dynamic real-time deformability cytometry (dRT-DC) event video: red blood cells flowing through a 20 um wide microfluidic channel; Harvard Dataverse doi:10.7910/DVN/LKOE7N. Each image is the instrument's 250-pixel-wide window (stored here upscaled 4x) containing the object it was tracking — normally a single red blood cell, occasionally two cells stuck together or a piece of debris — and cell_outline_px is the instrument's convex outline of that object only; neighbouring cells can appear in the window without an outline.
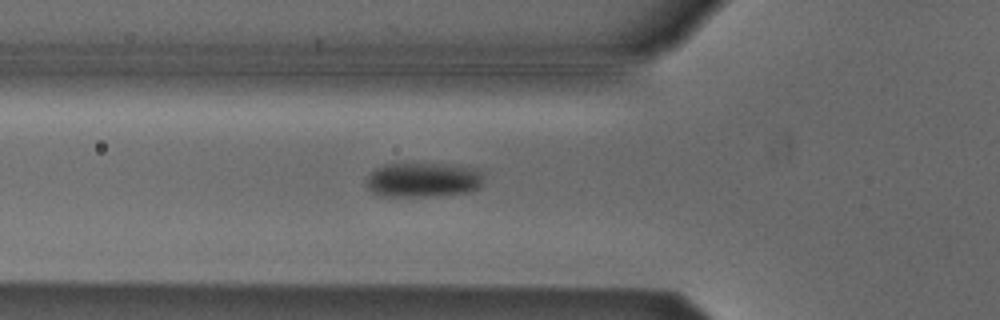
{"species": "Egyptian fruit bat (a non-hibernating species)", "species_latin": "Rousettus aegyptiacus", "temperature_condition": "cold", "stored_images_in_passage": 37, "camera_frame_rate_fps": 3000, "um_per_image_px": 0.085, "animal": {"sex": "male"}, "frame": {"image": 1, "passage_image": 2, "time_ms": 0.333, "image_size_px": [1000, 320], "cell_outline_px": [[484, 180], [480, 188], [472, 192], [428, 196], [380, 196], [372, 192], [364, 184], [368, 176], [376, 168], [384, 164], [448, 164], [480, 172]], "centroid_in_image_um": [35.92, 15.31], "position_along_channel_um": 89.9, "area_um2": 23.52}}
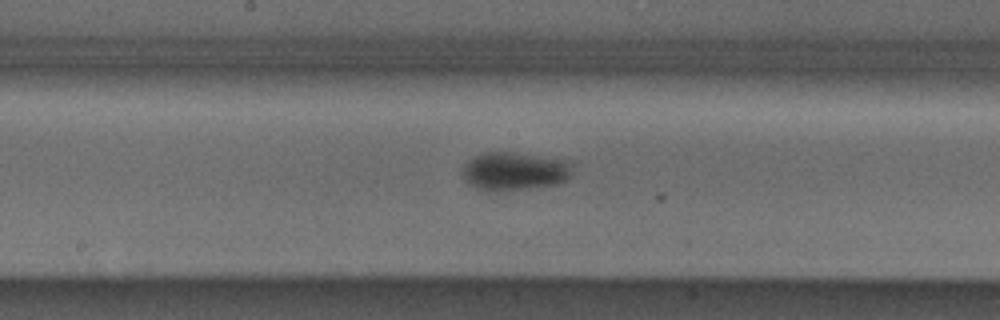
{"frame": {"image": 2, "passage_image": 11, "time_ms": 3.333, "image_size_px": [1000, 320], "cell_outline_px": [[572, 164], [568, 180], [560, 184], [528, 188], [484, 192], [468, 184], [464, 180], [464, 164], [468, 160], [484, 152], [512, 152], [572, 160]], "centroid_in_image_um": [43.76, 14.55], "position_along_channel_um": 204.4, "area_um2": 24.8}}
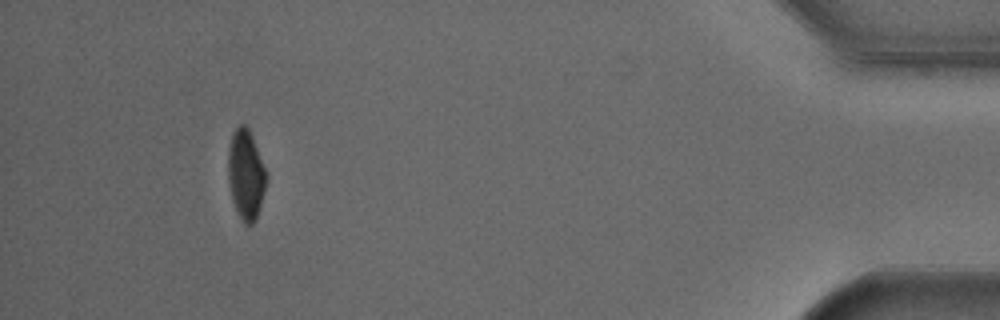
{"frame": {"image": 3, "passage_image": 33, "time_ms": 10.667, "image_size_px": [1000, 320], "cell_outline_px": [[268, 176], [264, 192], [256, 220], [252, 224], [244, 224], [236, 212], [232, 200], [228, 180], [228, 148], [232, 132], [240, 124], [244, 124], [248, 128], [252, 136], [268, 172]], "centroid_in_image_um": [20.9, 14.84], "position_along_channel_um": 414.3, "area_um2": 20.35}}